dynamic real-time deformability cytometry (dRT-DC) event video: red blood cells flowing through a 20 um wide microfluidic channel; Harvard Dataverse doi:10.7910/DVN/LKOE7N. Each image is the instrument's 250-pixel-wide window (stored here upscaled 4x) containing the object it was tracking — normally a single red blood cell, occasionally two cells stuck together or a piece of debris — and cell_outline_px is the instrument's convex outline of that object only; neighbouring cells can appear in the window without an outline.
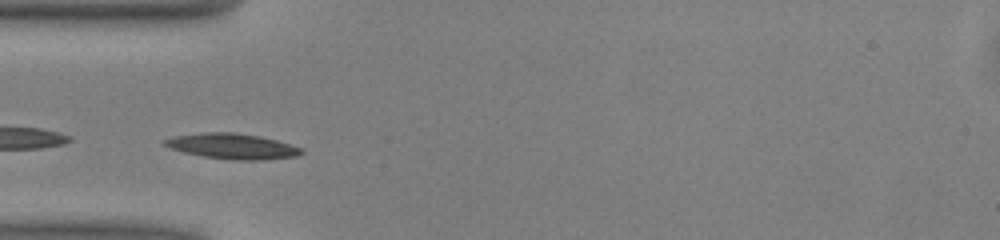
{"species": "common noctule bat (a hibernating species)", "species_latin": "Nyctalus noctula", "temperature_condition": "warm", "stored_images_in_passage": 43, "camera_frame_rate_fps": 3000, "um_per_image_px": 0.085, "animal": {"sex": "male", "body_mass_g": 13.0, "forearm_length_mm": 53.1}, "frame": {"image": 1, "passage_image": 8, "time_ms": 2.333, "image_size_px": [1000, 240], "cell_outline_px": [[304, 152], [296, 156], [264, 160], [232, 160], [204, 156], [184, 152], [172, 148], [164, 144], [160, 140], [172, 136], [200, 132], [236, 132], [260, 136], [276, 140], [304, 148]], "centroid_in_image_um": [19.75, 12.42], "position_along_channel_um": 65.3, "area_um2": 20.46}}
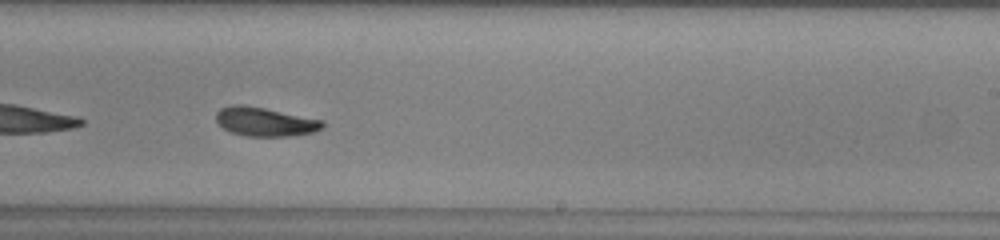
{"frame": {"image": 2, "passage_image": 23, "time_ms": 7.333, "image_size_px": [1000, 240], "cell_outline_px": [[324, 128], [312, 132], [288, 136], [248, 136], [232, 132], [224, 128], [216, 120], [216, 112], [220, 108], [232, 104], [244, 104], [324, 120]], "centroid_in_image_um": [22.53, 10.33], "position_along_channel_um": 266.5, "area_um2": 17.86}}
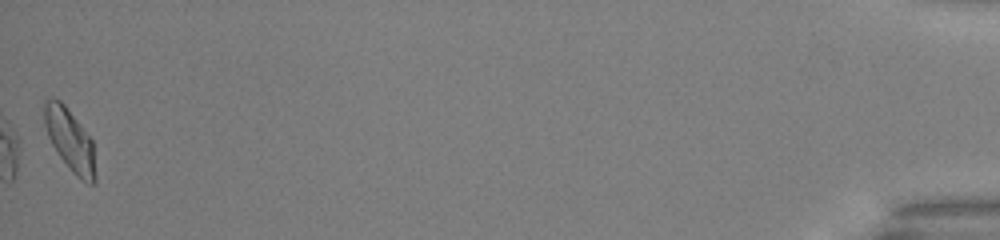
{"frame": {"image": 3, "passage_image": 43, "time_ms": 14.0, "image_size_px": [1000, 240], "cell_outline_px": [[96, 184], [88, 184], [80, 180], [68, 168], [52, 144], [48, 136], [44, 124], [44, 100], [52, 96], [60, 100], [64, 104], [92, 140], [96, 176]], "centroid_in_image_um": [5.94, 11.92], "position_along_channel_um": 429.3, "area_um2": 18.55}, "authors_computed_cell_mechanics": {"area_um2": 18.2648, "velocity_mm_per_s": 4.0371, "shape_relaxation_time_tau1_ms": 5.3785, "shape_relaxation_time_tau2_ms": 3.4006, "deformation_change_tau1": 0.1576, "deformation_change_tau2": 0.1014}}